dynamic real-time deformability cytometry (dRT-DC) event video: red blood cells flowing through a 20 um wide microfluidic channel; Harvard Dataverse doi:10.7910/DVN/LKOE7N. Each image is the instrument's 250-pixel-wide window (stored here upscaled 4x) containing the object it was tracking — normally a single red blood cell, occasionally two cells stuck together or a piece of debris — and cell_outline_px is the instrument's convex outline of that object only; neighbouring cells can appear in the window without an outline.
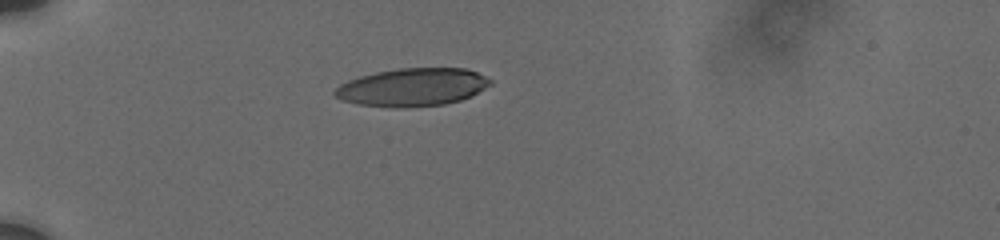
{"species": "human", "species_latin": "Homo sapiens", "temperature_condition": "cold", "stored_images_in_passage": 38, "camera_frame_rate_fps": 3000, "um_per_image_px": 0.085, "donor": {"sex": "male"}, "frame": {"image": 1, "passage_image": 1, "time_ms": 0.0, "image_size_px": [1000, 240], "cell_outline_px": [[492, 84], [472, 96], [460, 100], [444, 104], [404, 108], [396, 108], [360, 104], [340, 100], [332, 92], [340, 84], [348, 80], [360, 76], [376, 72], [396, 68], [468, 68], [492, 80]], "centroid_in_image_um": [35.06, 7.41], "position_along_channel_um": 49.9, "area_um2": 34.56}}
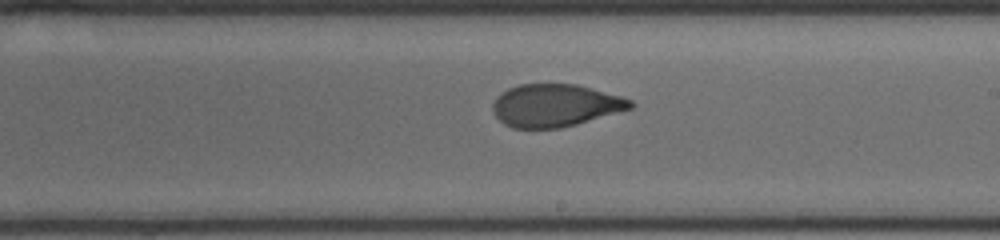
{"frame": {"image": 2, "passage_image": 20, "time_ms": 6.0, "image_size_px": [1000, 240], "cell_outline_px": [[636, 104], [632, 108], [576, 124], [560, 128], [512, 128], [504, 124], [492, 112], [492, 104], [496, 96], [508, 88], [520, 84], [576, 84], [620, 96], [632, 100]], "centroid_in_image_um": [47.16, 8.96], "position_along_channel_um": 241.8, "area_um2": 34.1}}
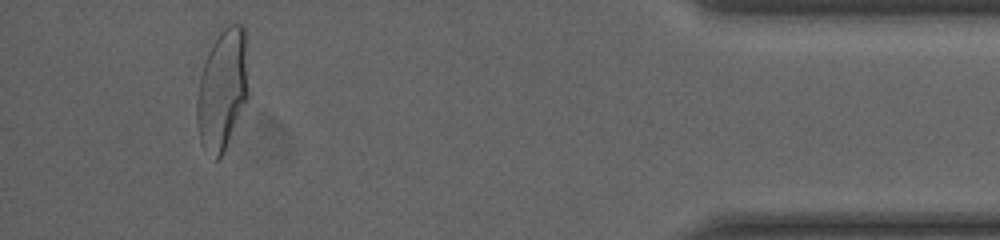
{"frame": {"image": 3, "passage_image": 37, "time_ms": 12.0, "image_size_px": [1000, 240], "cell_outline_px": [[248, 96], [224, 152], [216, 160], [200, 144], [196, 124], [196, 104], [200, 76], [208, 52], [212, 44], [220, 32], [228, 24], [240, 24], [244, 28], [248, 92]], "centroid_in_image_um": [18.88, 7.64], "position_along_channel_um": 416.3, "area_um2": 35.89}, "authors_computed_cell_mechanics": {"area_um2": 34.7956, "velocity_mm_per_s": 3.7298, "shape_relaxation_time_tau1_ms": 4.8648, "shape_relaxation_time_tau2_ms": 1.3356, "deformation_change_tau1": 0.1751, "deformation_change_tau2": 0.0757}}